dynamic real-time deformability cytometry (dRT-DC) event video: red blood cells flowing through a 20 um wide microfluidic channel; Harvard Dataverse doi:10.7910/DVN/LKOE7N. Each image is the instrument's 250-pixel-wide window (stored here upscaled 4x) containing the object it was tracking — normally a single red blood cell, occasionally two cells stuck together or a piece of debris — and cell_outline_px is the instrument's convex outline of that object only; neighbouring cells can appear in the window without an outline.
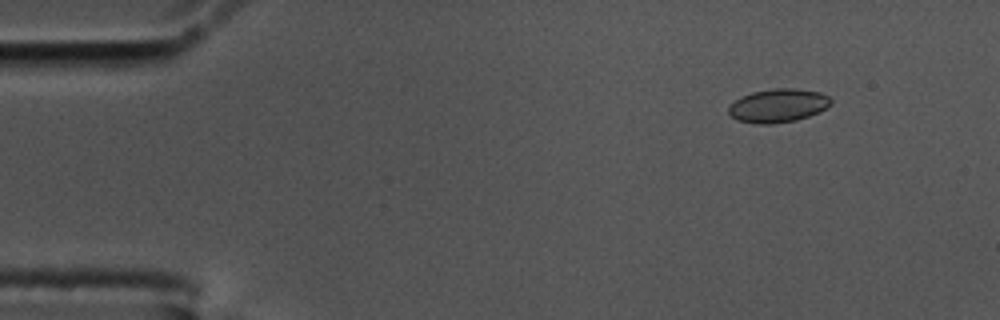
{"species": "common noctule bat (a hibernating species)", "species_latin": "Nyctalus noctula", "temperature_condition": "cold", "stored_images_in_passage": 9, "camera_frame_rate_fps": 3000, "um_per_image_px": 0.085, "animal": {"sex": "male", "body_mass_g": 17.5, "forearm_length_mm": 52.3}, "frame": {"image": 1, "passage_image": 2, "time_ms": 0.333, "image_size_px": [1000, 320], "cell_outline_px": [[832, 104], [828, 108], [820, 112], [796, 120], [772, 124], [756, 124], [736, 120], [728, 112], [728, 104], [752, 92], [772, 88], [796, 88], [820, 92], [828, 96], [832, 100]], "centroid_in_image_um": [66.16, 8.97], "position_along_channel_um": 18.8, "area_um2": 20.23}}